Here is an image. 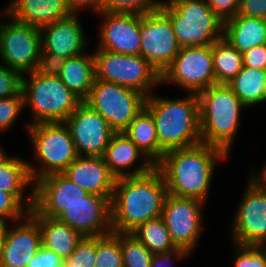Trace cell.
<instances>
[{
  "mask_svg": "<svg viewBox=\"0 0 266 267\" xmlns=\"http://www.w3.org/2000/svg\"><path fill=\"white\" fill-rule=\"evenodd\" d=\"M228 156L220 148L200 143L165 152L155 167L161 172L169 194L206 203L215 167Z\"/></svg>",
  "mask_w": 266,
  "mask_h": 267,
  "instance_id": "6da1fadb",
  "label": "cell"
},
{
  "mask_svg": "<svg viewBox=\"0 0 266 267\" xmlns=\"http://www.w3.org/2000/svg\"><path fill=\"white\" fill-rule=\"evenodd\" d=\"M167 186L161 172H150L115 180L111 201L113 232H132L140 224L161 217Z\"/></svg>",
  "mask_w": 266,
  "mask_h": 267,
  "instance_id": "7a4b0ae2",
  "label": "cell"
},
{
  "mask_svg": "<svg viewBox=\"0 0 266 267\" xmlns=\"http://www.w3.org/2000/svg\"><path fill=\"white\" fill-rule=\"evenodd\" d=\"M152 93L145 107L154 117L159 142V161L165 152L202 143L197 94L183 98L163 97Z\"/></svg>",
  "mask_w": 266,
  "mask_h": 267,
  "instance_id": "3957f363",
  "label": "cell"
},
{
  "mask_svg": "<svg viewBox=\"0 0 266 267\" xmlns=\"http://www.w3.org/2000/svg\"><path fill=\"white\" fill-rule=\"evenodd\" d=\"M202 143L228 155L237 137L245 104L226 84H216L197 94Z\"/></svg>",
  "mask_w": 266,
  "mask_h": 267,
  "instance_id": "277c9868",
  "label": "cell"
},
{
  "mask_svg": "<svg viewBox=\"0 0 266 267\" xmlns=\"http://www.w3.org/2000/svg\"><path fill=\"white\" fill-rule=\"evenodd\" d=\"M24 110L29 108L32 119L24 125L64 122L83 102L70 91L58 76L40 75L36 71L23 75Z\"/></svg>",
  "mask_w": 266,
  "mask_h": 267,
  "instance_id": "5b68a950",
  "label": "cell"
},
{
  "mask_svg": "<svg viewBox=\"0 0 266 267\" xmlns=\"http://www.w3.org/2000/svg\"><path fill=\"white\" fill-rule=\"evenodd\" d=\"M159 9L169 18L181 47L213 45L224 38V21L207 0H165Z\"/></svg>",
  "mask_w": 266,
  "mask_h": 267,
  "instance_id": "8992f818",
  "label": "cell"
},
{
  "mask_svg": "<svg viewBox=\"0 0 266 267\" xmlns=\"http://www.w3.org/2000/svg\"><path fill=\"white\" fill-rule=\"evenodd\" d=\"M26 133L31 140L34 160L28 161L33 181L57 172H63L77 157L70 130L64 122L29 125Z\"/></svg>",
  "mask_w": 266,
  "mask_h": 267,
  "instance_id": "52a82bcc",
  "label": "cell"
},
{
  "mask_svg": "<svg viewBox=\"0 0 266 267\" xmlns=\"http://www.w3.org/2000/svg\"><path fill=\"white\" fill-rule=\"evenodd\" d=\"M93 55L95 79L132 88L147 97L161 86V75L141 55H124L96 46Z\"/></svg>",
  "mask_w": 266,
  "mask_h": 267,
  "instance_id": "ba28073f",
  "label": "cell"
},
{
  "mask_svg": "<svg viewBox=\"0 0 266 267\" xmlns=\"http://www.w3.org/2000/svg\"><path fill=\"white\" fill-rule=\"evenodd\" d=\"M146 98L132 88L94 79L83 102L98 112L115 132H124L145 107Z\"/></svg>",
  "mask_w": 266,
  "mask_h": 267,
  "instance_id": "9c48e42d",
  "label": "cell"
},
{
  "mask_svg": "<svg viewBox=\"0 0 266 267\" xmlns=\"http://www.w3.org/2000/svg\"><path fill=\"white\" fill-rule=\"evenodd\" d=\"M0 16L6 18L0 19L1 63L22 76L34 72L42 49L40 28L21 23L4 10H1Z\"/></svg>",
  "mask_w": 266,
  "mask_h": 267,
  "instance_id": "30bf717a",
  "label": "cell"
},
{
  "mask_svg": "<svg viewBox=\"0 0 266 267\" xmlns=\"http://www.w3.org/2000/svg\"><path fill=\"white\" fill-rule=\"evenodd\" d=\"M163 84L195 94L215 85L212 45L181 47L161 74V86Z\"/></svg>",
  "mask_w": 266,
  "mask_h": 267,
  "instance_id": "8fae6325",
  "label": "cell"
},
{
  "mask_svg": "<svg viewBox=\"0 0 266 267\" xmlns=\"http://www.w3.org/2000/svg\"><path fill=\"white\" fill-rule=\"evenodd\" d=\"M205 202L196 198L167 194L161 217L169 230L172 242L193 254L204 229Z\"/></svg>",
  "mask_w": 266,
  "mask_h": 267,
  "instance_id": "7c38bea8",
  "label": "cell"
},
{
  "mask_svg": "<svg viewBox=\"0 0 266 267\" xmlns=\"http://www.w3.org/2000/svg\"><path fill=\"white\" fill-rule=\"evenodd\" d=\"M140 55L161 75L180 52L169 18L158 8L140 14Z\"/></svg>",
  "mask_w": 266,
  "mask_h": 267,
  "instance_id": "4fadbf2b",
  "label": "cell"
},
{
  "mask_svg": "<svg viewBox=\"0 0 266 267\" xmlns=\"http://www.w3.org/2000/svg\"><path fill=\"white\" fill-rule=\"evenodd\" d=\"M246 189L231 223L233 243L262 245L266 243V189L247 177Z\"/></svg>",
  "mask_w": 266,
  "mask_h": 267,
  "instance_id": "5bb4252c",
  "label": "cell"
},
{
  "mask_svg": "<svg viewBox=\"0 0 266 267\" xmlns=\"http://www.w3.org/2000/svg\"><path fill=\"white\" fill-rule=\"evenodd\" d=\"M78 156H103L115 131L96 111L82 102L64 121Z\"/></svg>",
  "mask_w": 266,
  "mask_h": 267,
  "instance_id": "9a60e30c",
  "label": "cell"
},
{
  "mask_svg": "<svg viewBox=\"0 0 266 267\" xmlns=\"http://www.w3.org/2000/svg\"><path fill=\"white\" fill-rule=\"evenodd\" d=\"M88 194L63 172L51 173L35 181L33 208L41 216L57 219L66 208L81 202Z\"/></svg>",
  "mask_w": 266,
  "mask_h": 267,
  "instance_id": "2e32d148",
  "label": "cell"
},
{
  "mask_svg": "<svg viewBox=\"0 0 266 267\" xmlns=\"http://www.w3.org/2000/svg\"><path fill=\"white\" fill-rule=\"evenodd\" d=\"M96 47L124 55H140V14L100 11Z\"/></svg>",
  "mask_w": 266,
  "mask_h": 267,
  "instance_id": "e0dca14e",
  "label": "cell"
},
{
  "mask_svg": "<svg viewBox=\"0 0 266 267\" xmlns=\"http://www.w3.org/2000/svg\"><path fill=\"white\" fill-rule=\"evenodd\" d=\"M41 246L38 222L30 214L9 223L0 250V267H27Z\"/></svg>",
  "mask_w": 266,
  "mask_h": 267,
  "instance_id": "ac0fdd59",
  "label": "cell"
},
{
  "mask_svg": "<svg viewBox=\"0 0 266 267\" xmlns=\"http://www.w3.org/2000/svg\"><path fill=\"white\" fill-rule=\"evenodd\" d=\"M85 237H100L112 233L111 201L103 196L88 194L57 218Z\"/></svg>",
  "mask_w": 266,
  "mask_h": 267,
  "instance_id": "d6986e66",
  "label": "cell"
},
{
  "mask_svg": "<svg viewBox=\"0 0 266 267\" xmlns=\"http://www.w3.org/2000/svg\"><path fill=\"white\" fill-rule=\"evenodd\" d=\"M40 30L42 49L46 52L68 59L87 51L88 40L79 13H72L69 17L44 26Z\"/></svg>",
  "mask_w": 266,
  "mask_h": 267,
  "instance_id": "ffe728a7",
  "label": "cell"
},
{
  "mask_svg": "<svg viewBox=\"0 0 266 267\" xmlns=\"http://www.w3.org/2000/svg\"><path fill=\"white\" fill-rule=\"evenodd\" d=\"M102 157L116 179L143 175L155 167L124 132L114 133Z\"/></svg>",
  "mask_w": 266,
  "mask_h": 267,
  "instance_id": "44dd1931",
  "label": "cell"
},
{
  "mask_svg": "<svg viewBox=\"0 0 266 267\" xmlns=\"http://www.w3.org/2000/svg\"><path fill=\"white\" fill-rule=\"evenodd\" d=\"M63 173L89 194L112 201L116 178L102 156H78Z\"/></svg>",
  "mask_w": 266,
  "mask_h": 267,
  "instance_id": "7402d4cb",
  "label": "cell"
},
{
  "mask_svg": "<svg viewBox=\"0 0 266 267\" xmlns=\"http://www.w3.org/2000/svg\"><path fill=\"white\" fill-rule=\"evenodd\" d=\"M3 10L13 19L40 29L73 13L67 0H11Z\"/></svg>",
  "mask_w": 266,
  "mask_h": 267,
  "instance_id": "603a6c76",
  "label": "cell"
},
{
  "mask_svg": "<svg viewBox=\"0 0 266 267\" xmlns=\"http://www.w3.org/2000/svg\"><path fill=\"white\" fill-rule=\"evenodd\" d=\"M26 160L13 155L0 164V190L12 193L30 211L34 206L35 182Z\"/></svg>",
  "mask_w": 266,
  "mask_h": 267,
  "instance_id": "cb8c5ba5",
  "label": "cell"
},
{
  "mask_svg": "<svg viewBox=\"0 0 266 267\" xmlns=\"http://www.w3.org/2000/svg\"><path fill=\"white\" fill-rule=\"evenodd\" d=\"M29 214L38 222L42 246L63 260L70 257L84 237L80 232L57 219L41 216L34 208Z\"/></svg>",
  "mask_w": 266,
  "mask_h": 267,
  "instance_id": "d4e9b609",
  "label": "cell"
},
{
  "mask_svg": "<svg viewBox=\"0 0 266 267\" xmlns=\"http://www.w3.org/2000/svg\"><path fill=\"white\" fill-rule=\"evenodd\" d=\"M224 39L240 53L266 44V19L236 14L224 22Z\"/></svg>",
  "mask_w": 266,
  "mask_h": 267,
  "instance_id": "484cf974",
  "label": "cell"
},
{
  "mask_svg": "<svg viewBox=\"0 0 266 267\" xmlns=\"http://www.w3.org/2000/svg\"><path fill=\"white\" fill-rule=\"evenodd\" d=\"M58 77L70 91L84 101L95 79L93 52L86 51L79 56L66 59Z\"/></svg>",
  "mask_w": 266,
  "mask_h": 267,
  "instance_id": "4316f807",
  "label": "cell"
},
{
  "mask_svg": "<svg viewBox=\"0 0 266 267\" xmlns=\"http://www.w3.org/2000/svg\"><path fill=\"white\" fill-rule=\"evenodd\" d=\"M228 86L248 109L266 103V70L243 66Z\"/></svg>",
  "mask_w": 266,
  "mask_h": 267,
  "instance_id": "83f0119b",
  "label": "cell"
},
{
  "mask_svg": "<svg viewBox=\"0 0 266 267\" xmlns=\"http://www.w3.org/2000/svg\"><path fill=\"white\" fill-rule=\"evenodd\" d=\"M124 133L154 165L159 162V142L154 117L146 107L134 118Z\"/></svg>",
  "mask_w": 266,
  "mask_h": 267,
  "instance_id": "f1b7e54d",
  "label": "cell"
},
{
  "mask_svg": "<svg viewBox=\"0 0 266 267\" xmlns=\"http://www.w3.org/2000/svg\"><path fill=\"white\" fill-rule=\"evenodd\" d=\"M215 85L226 84L243 68V55L224 38L212 45Z\"/></svg>",
  "mask_w": 266,
  "mask_h": 267,
  "instance_id": "f546056e",
  "label": "cell"
},
{
  "mask_svg": "<svg viewBox=\"0 0 266 267\" xmlns=\"http://www.w3.org/2000/svg\"><path fill=\"white\" fill-rule=\"evenodd\" d=\"M131 233L153 254L166 253L177 248L171 240L169 230L162 217L140 224Z\"/></svg>",
  "mask_w": 266,
  "mask_h": 267,
  "instance_id": "4dcf8cb0",
  "label": "cell"
},
{
  "mask_svg": "<svg viewBox=\"0 0 266 267\" xmlns=\"http://www.w3.org/2000/svg\"><path fill=\"white\" fill-rule=\"evenodd\" d=\"M124 267H150L153 253L131 232H120Z\"/></svg>",
  "mask_w": 266,
  "mask_h": 267,
  "instance_id": "1f68e13d",
  "label": "cell"
},
{
  "mask_svg": "<svg viewBox=\"0 0 266 267\" xmlns=\"http://www.w3.org/2000/svg\"><path fill=\"white\" fill-rule=\"evenodd\" d=\"M95 267H124L120 246V232L96 237Z\"/></svg>",
  "mask_w": 266,
  "mask_h": 267,
  "instance_id": "d6a6232c",
  "label": "cell"
},
{
  "mask_svg": "<svg viewBox=\"0 0 266 267\" xmlns=\"http://www.w3.org/2000/svg\"><path fill=\"white\" fill-rule=\"evenodd\" d=\"M161 0H102L101 11L145 14L159 8Z\"/></svg>",
  "mask_w": 266,
  "mask_h": 267,
  "instance_id": "836d02e7",
  "label": "cell"
},
{
  "mask_svg": "<svg viewBox=\"0 0 266 267\" xmlns=\"http://www.w3.org/2000/svg\"><path fill=\"white\" fill-rule=\"evenodd\" d=\"M232 244L234 267H266L265 249L261 245Z\"/></svg>",
  "mask_w": 266,
  "mask_h": 267,
  "instance_id": "e575fe53",
  "label": "cell"
},
{
  "mask_svg": "<svg viewBox=\"0 0 266 267\" xmlns=\"http://www.w3.org/2000/svg\"><path fill=\"white\" fill-rule=\"evenodd\" d=\"M96 237H83L70 257L63 260V267H95Z\"/></svg>",
  "mask_w": 266,
  "mask_h": 267,
  "instance_id": "d590c367",
  "label": "cell"
},
{
  "mask_svg": "<svg viewBox=\"0 0 266 267\" xmlns=\"http://www.w3.org/2000/svg\"><path fill=\"white\" fill-rule=\"evenodd\" d=\"M24 109L23 96L0 99V133L11 130Z\"/></svg>",
  "mask_w": 266,
  "mask_h": 267,
  "instance_id": "8d00e7d4",
  "label": "cell"
},
{
  "mask_svg": "<svg viewBox=\"0 0 266 267\" xmlns=\"http://www.w3.org/2000/svg\"><path fill=\"white\" fill-rule=\"evenodd\" d=\"M29 212L12 193L0 190V217L12 223L24 219Z\"/></svg>",
  "mask_w": 266,
  "mask_h": 267,
  "instance_id": "74e56055",
  "label": "cell"
},
{
  "mask_svg": "<svg viewBox=\"0 0 266 267\" xmlns=\"http://www.w3.org/2000/svg\"><path fill=\"white\" fill-rule=\"evenodd\" d=\"M22 75L0 63V99L11 96H23Z\"/></svg>",
  "mask_w": 266,
  "mask_h": 267,
  "instance_id": "f35d334b",
  "label": "cell"
},
{
  "mask_svg": "<svg viewBox=\"0 0 266 267\" xmlns=\"http://www.w3.org/2000/svg\"><path fill=\"white\" fill-rule=\"evenodd\" d=\"M65 58L41 49L36 72L40 75L59 76L63 69Z\"/></svg>",
  "mask_w": 266,
  "mask_h": 267,
  "instance_id": "ab89813d",
  "label": "cell"
},
{
  "mask_svg": "<svg viewBox=\"0 0 266 267\" xmlns=\"http://www.w3.org/2000/svg\"><path fill=\"white\" fill-rule=\"evenodd\" d=\"M207 3L210 9L225 22L238 13L240 0H207Z\"/></svg>",
  "mask_w": 266,
  "mask_h": 267,
  "instance_id": "60d3db41",
  "label": "cell"
},
{
  "mask_svg": "<svg viewBox=\"0 0 266 267\" xmlns=\"http://www.w3.org/2000/svg\"><path fill=\"white\" fill-rule=\"evenodd\" d=\"M243 66L266 70V44L255 46L244 53Z\"/></svg>",
  "mask_w": 266,
  "mask_h": 267,
  "instance_id": "b9f144b4",
  "label": "cell"
},
{
  "mask_svg": "<svg viewBox=\"0 0 266 267\" xmlns=\"http://www.w3.org/2000/svg\"><path fill=\"white\" fill-rule=\"evenodd\" d=\"M189 255L191 254L183 248H176L175 250L166 253L153 254L150 267H172L175 259L177 261H185Z\"/></svg>",
  "mask_w": 266,
  "mask_h": 267,
  "instance_id": "7bdbcfd3",
  "label": "cell"
},
{
  "mask_svg": "<svg viewBox=\"0 0 266 267\" xmlns=\"http://www.w3.org/2000/svg\"><path fill=\"white\" fill-rule=\"evenodd\" d=\"M27 267H63V259L41 246L38 253L29 261Z\"/></svg>",
  "mask_w": 266,
  "mask_h": 267,
  "instance_id": "ee69618b",
  "label": "cell"
},
{
  "mask_svg": "<svg viewBox=\"0 0 266 267\" xmlns=\"http://www.w3.org/2000/svg\"><path fill=\"white\" fill-rule=\"evenodd\" d=\"M237 15L266 19V0H240Z\"/></svg>",
  "mask_w": 266,
  "mask_h": 267,
  "instance_id": "f6af8a7d",
  "label": "cell"
},
{
  "mask_svg": "<svg viewBox=\"0 0 266 267\" xmlns=\"http://www.w3.org/2000/svg\"><path fill=\"white\" fill-rule=\"evenodd\" d=\"M67 4L73 13H81L87 8L96 14L101 11L102 0H67Z\"/></svg>",
  "mask_w": 266,
  "mask_h": 267,
  "instance_id": "bcb514c9",
  "label": "cell"
},
{
  "mask_svg": "<svg viewBox=\"0 0 266 267\" xmlns=\"http://www.w3.org/2000/svg\"><path fill=\"white\" fill-rule=\"evenodd\" d=\"M249 177L252 178L261 188L266 189V162L262 167L261 171L256 172L254 168H250Z\"/></svg>",
  "mask_w": 266,
  "mask_h": 267,
  "instance_id": "7dc6e473",
  "label": "cell"
},
{
  "mask_svg": "<svg viewBox=\"0 0 266 267\" xmlns=\"http://www.w3.org/2000/svg\"><path fill=\"white\" fill-rule=\"evenodd\" d=\"M9 223L6 219L0 217V250L2 247V241H3V237L5 235V231L8 227Z\"/></svg>",
  "mask_w": 266,
  "mask_h": 267,
  "instance_id": "c3c4849f",
  "label": "cell"
},
{
  "mask_svg": "<svg viewBox=\"0 0 266 267\" xmlns=\"http://www.w3.org/2000/svg\"><path fill=\"white\" fill-rule=\"evenodd\" d=\"M9 157L10 155H8L6 151H4V148L2 149V146L0 144V164L6 161Z\"/></svg>",
  "mask_w": 266,
  "mask_h": 267,
  "instance_id": "681fc988",
  "label": "cell"
},
{
  "mask_svg": "<svg viewBox=\"0 0 266 267\" xmlns=\"http://www.w3.org/2000/svg\"><path fill=\"white\" fill-rule=\"evenodd\" d=\"M265 249V254H266V243L261 245Z\"/></svg>",
  "mask_w": 266,
  "mask_h": 267,
  "instance_id": "f907efd6",
  "label": "cell"
}]
</instances>
